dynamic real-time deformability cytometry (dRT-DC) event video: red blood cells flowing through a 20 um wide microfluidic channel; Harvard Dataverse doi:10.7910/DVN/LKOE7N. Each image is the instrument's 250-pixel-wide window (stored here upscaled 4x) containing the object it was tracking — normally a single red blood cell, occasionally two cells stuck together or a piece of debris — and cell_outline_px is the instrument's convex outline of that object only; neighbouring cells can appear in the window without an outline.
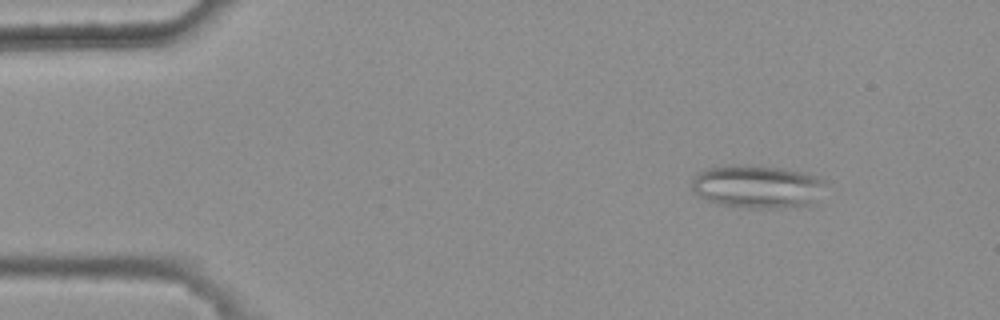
{"species": "common noctule bat (a hibernating species)", "species_latin": "Nyctalus noctula", "temperature_condition": "warm", "stored_images_in_passage": 47, "camera_frame_rate_fps": 3000, "um_per_image_px": 0.085, "animal": {"sex": "female", "body_mass_g": 25.1}, "frame": {"image": 1, "passage_image": 7, "time_ms": 2.0, "image_size_px": [1000, 320], "cell_outline_px": [[828, 180], [808, 208], [752, 208], [720, 204], [708, 200], [700, 196], [692, 188], [692, 180], [704, 168], [732, 164], [744, 164], [780, 168], [804, 172], [820, 176]], "centroid_in_image_um": [64.42, 15.85], "position_along_channel_um": 20.6, "area_um2": 33.93}}
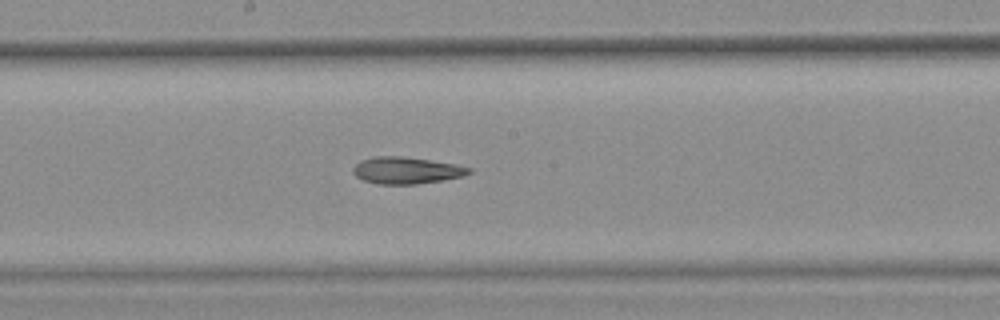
{"frame": {"image": 2, "passage_image": 29, "time_ms": 9.333, "image_size_px": [1000, 320], "cell_outline_px": [[472, 172], [464, 176], [444, 180], [416, 184], [376, 184], [364, 180], [356, 176], [352, 172], [352, 168], [360, 160], [376, 156], [400, 156], [428, 160], [452, 164], [472, 168]], "centroid_in_image_um": [34.52, 14.49], "position_along_channel_um": 213.7, "area_um2": 18.03}}
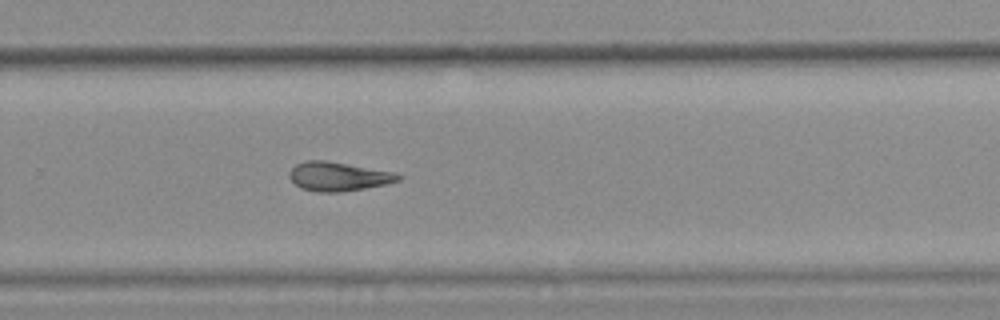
{"frame": {"image": 3, "passage_image": 36, "time_ms": 11.667, "image_size_px": [1000, 320], "cell_outline_px": [[404, 176], [400, 180], [384, 184], [364, 188], [340, 192], [316, 192], [300, 188], [288, 176], [288, 172], [296, 164], [304, 160], [324, 160], [396, 172]], "centroid_in_image_um": [28.75, 14.99], "position_along_channel_um": 301.1, "area_um2": 18.44}, "authors_computed_cell_mechanics": {"area_um2": 19.074, "velocity_mm_per_s": 3.7606, "shape_relaxation_time_tau1_ms": null, "shape_relaxation_time_tau2_ms": 10.1819, "deformation_change_tau1": null, "deformation_change_tau2": 0.2297}}